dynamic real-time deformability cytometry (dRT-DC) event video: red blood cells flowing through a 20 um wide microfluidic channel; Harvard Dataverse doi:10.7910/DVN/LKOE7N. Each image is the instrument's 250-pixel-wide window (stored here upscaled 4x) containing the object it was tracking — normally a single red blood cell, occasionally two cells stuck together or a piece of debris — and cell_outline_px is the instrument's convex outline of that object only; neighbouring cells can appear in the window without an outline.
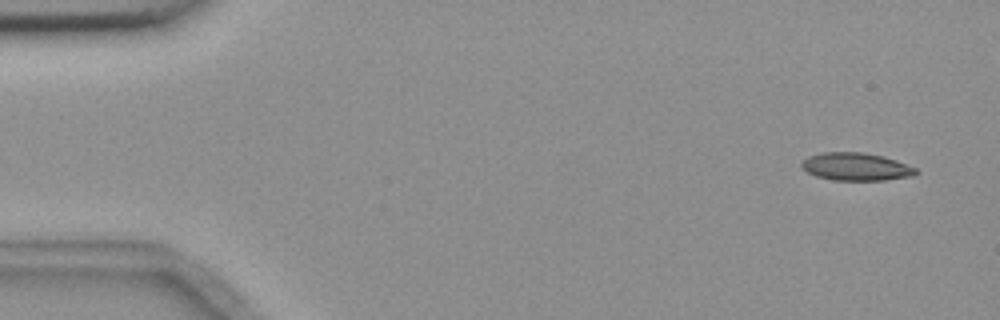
{"species": "common noctule bat (a hibernating species)", "species_latin": "Nyctalus noctula", "temperature_condition": "room temperature", "stored_images_in_passage": 5, "camera_frame_rate_fps": 3000, "um_per_image_px": 0.085, "animal": {"sex": "female", "body_mass_g": 18.4}, "frame": {"image": 1, "passage_image": 1, "time_ms": 0.0, "image_size_px": [1000, 320], "cell_outline_px": [[920, 172], [912, 176], [884, 180], [832, 180], [816, 176], [800, 168], [800, 164], [808, 156], [820, 152], [864, 152], [896, 160], [916, 168]], "centroid_in_image_um": [72.74, 14.17], "position_along_channel_um": 12.3, "area_um2": 18.55}}